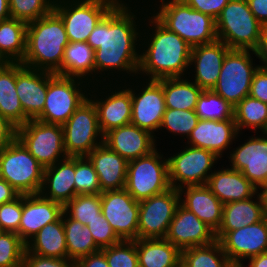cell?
<instances>
[{
  "label": "cell",
  "mask_w": 267,
  "mask_h": 267,
  "mask_svg": "<svg viewBox=\"0 0 267 267\" xmlns=\"http://www.w3.org/2000/svg\"><path fill=\"white\" fill-rule=\"evenodd\" d=\"M219 242L232 264H245L249 258L267 252V217L227 232Z\"/></svg>",
  "instance_id": "obj_19"
},
{
  "label": "cell",
  "mask_w": 267,
  "mask_h": 267,
  "mask_svg": "<svg viewBox=\"0 0 267 267\" xmlns=\"http://www.w3.org/2000/svg\"><path fill=\"white\" fill-rule=\"evenodd\" d=\"M23 267H76V261L68 258H51L38 254H24Z\"/></svg>",
  "instance_id": "obj_49"
},
{
  "label": "cell",
  "mask_w": 267,
  "mask_h": 267,
  "mask_svg": "<svg viewBox=\"0 0 267 267\" xmlns=\"http://www.w3.org/2000/svg\"><path fill=\"white\" fill-rule=\"evenodd\" d=\"M75 157H67L44 169L40 194L63 206L76 196Z\"/></svg>",
  "instance_id": "obj_29"
},
{
  "label": "cell",
  "mask_w": 267,
  "mask_h": 267,
  "mask_svg": "<svg viewBox=\"0 0 267 267\" xmlns=\"http://www.w3.org/2000/svg\"><path fill=\"white\" fill-rule=\"evenodd\" d=\"M249 96L267 103V69L259 67L252 78Z\"/></svg>",
  "instance_id": "obj_51"
},
{
  "label": "cell",
  "mask_w": 267,
  "mask_h": 267,
  "mask_svg": "<svg viewBox=\"0 0 267 267\" xmlns=\"http://www.w3.org/2000/svg\"><path fill=\"white\" fill-rule=\"evenodd\" d=\"M20 195L8 182L0 178V205L10 202Z\"/></svg>",
  "instance_id": "obj_56"
},
{
  "label": "cell",
  "mask_w": 267,
  "mask_h": 267,
  "mask_svg": "<svg viewBox=\"0 0 267 267\" xmlns=\"http://www.w3.org/2000/svg\"><path fill=\"white\" fill-rule=\"evenodd\" d=\"M121 0H55L53 10L61 17L69 42H87L95 26Z\"/></svg>",
  "instance_id": "obj_10"
},
{
  "label": "cell",
  "mask_w": 267,
  "mask_h": 267,
  "mask_svg": "<svg viewBox=\"0 0 267 267\" xmlns=\"http://www.w3.org/2000/svg\"><path fill=\"white\" fill-rule=\"evenodd\" d=\"M74 178L76 195L101 193L98 175L87 157H75Z\"/></svg>",
  "instance_id": "obj_45"
},
{
  "label": "cell",
  "mask_w": 267,
  "mask_h": 267,
  "mask_svg": "<svg viewBox=\"0 0 267 267\" xmlns=\"http://www.w3.org/2000/svg\"><path fill=\"white\" fill-rule=\"evenodd\" d=\"M101 250L109 267H139L135 240H121Z\"/></svg>",
  "instance_id": "obj_46"
},
{
  "label": "cell",
  "mask_w": 267,
  "mask_h": 267,
  "mask_svg": "<svg viewBox=\"0 0 267 267\" xmlns=\"http://www.w3.org/2000/svg\"><path fill=\"white\" fill-rule=\"evenodd\" d=\"M255 61L254 50L231 49L224 58L219 79L212 90L235 107L249 96L253 75L259 68Z\"/></svg>",
  "instance_id": "obj_11"
},
{
  "label": "cell",
  "mask_w": 267,
  "mask_h": 267,
  "mask_svg": "<svg viewBox=\"0 0 267 267\" xmlns=\"http://www.w3.org/2000/svg\"><path fill=\"white\" fill-rule=\"evenodd\" d=\"M68 259L77 261L101 250L95 243L88 226L72 219L64 211L62 214Z\"/></svg>",
  "instance_id": "obj_37"
},
{
  "label": "cell",
  "mask_w": 267,
  "mask_h": 267,
  "mask_svg": "<svg viewBox=\"0 0 267 267\" xmlns=\"http://www.w3.org/2000/svg\"><path fill=\"white\" fill-rule=\"evenodd\" d=\"M160 148L128 161L125 190L138 202L171 188L167 156L163 152L165 147H162L163 150Z\"/></svg>",
  "instance_id": "obj_6"
},
{
  "label": "cell",
  "mask_w": 267,
  "mask_h": 267,
  "mask_svg": "<svg viewBox=\"0 0 267 267\" xmlns=\"http://www.w3.org/2000/svg\"><path fill=\"white\" fill-rule=\"evenodd\" d=\"M68 43L64 23L52 10L27 23L26 53L21 63L29 68L56 73L61 68Z\"/></svg>",
  "instance_id": "obj_3"
},
{
  "label": "cell",
  "mask_w": 267,
  "mask_h": 267,
  "mask_svg": "<svg viewBox=\"0 0 267 267\" xmlns=\"http://www.w3.org/2000/svg\"><path fill=\"white\" fill-rule=\"evenodd\" d=\"M125 1H128V2H131V3H137V4H144V5H149L150 2L154 1V0H125Z\"/></svg>",
  "instance_id": "obj_60"
},
{
  "label": "cell",
  "mask_w": 267,
  "mask_h": 267,
  "mask_svg": "<svg viewBox=\"0 0 267 267\" xmlns=\"http://www.w3.org/2000/svg\"><path fill=\"white\" fill-rule=\"evenodd\" d=\"M182 144L179 149L168 151L169 155L166 153L170 186L179 190L185 186L206 185L222 159L209 150Z\"/></svg>",
  "instance_id": "obj_7"
},
{
  "label": "cell",
  "mask_w": 267,
  "mask_h": 267,
  "mask_svg": "<svg viewBox=\"0 0 267 267\" xmlns=\"http://www.w3.org/2000/svg\"><path fill=\"white\" fill-rule=\"evenodd\" d=\"M220 164L211 173L206 185L223 204L247 200L259 192L240 171L230 168L228 164Z\"/></svg>",
  "instance_id": "obj_26"
},
{
  "label": "cell",
  "mask_w": 267,
  "mask_h": 267,
  "mask_svg": "<svg viewBox=\"0 0 267 267\" xmlns=\"http://www.w3.org/2000/svg\"><path fill=\"white\" fill-rule=\"evenodd\" d=\"M64 150L68 157H86L104 143V135L98 123L97 110L88 98L62 125Z\"/></svg>",
  "instance_id": "obj_15"
},
{
  "label": "cell",
  "mask_w": 267,
  "mask_h": 267,
  "mask_svg": "<svg viewBox=\"0 0 267 267\" xmlns=\"http://www.w3.org/2000/svg\"><path fill=\"white\" fill-rule=\"evenodd\" d=\"M11 18L9 0H0V21Z\"/></svg>",
  "instance_id": "obj_58"
},
{
  "label": "cell",
  "mask_w": 267,
  "mask_h": 267,
  "mask_svg": "<svg viewBox=\"0 0 267 267\" xmlns=\"http://www.w3.org/2000/svg\"><path fill=\"white\" fill-rule=\"evenodd\" d=\"M27 23L9 18L0 21V57L7 63H21L26 53Z\"/></svg>",
  "instance_id": "obj_35"
},
{
  "label": "cell",
  "mask_w": 267,
  "mask_h": 267,
  "mask_svg": "<svg viewBox=\"0 0 267 267\" xmlns=\"http://www.w3.org/2000/svg\"><path fill=\"white\" fill-rule=\"evenodd\" d=\"M218 40L230 49L256 50L263 26L252 14L247 0H230L215 20Z\"/></svg>",
  "instance_id": "obj_5"
},
{
  "label": "cell",
  "mask_w": 267,
  "mask_h": 267,
  "mask_svg": "<svg viewBox=\"0 0 267 267\" xmlns=\"http://www.w3.org/2000/svg\"><path fill=\"white\" fill-rule=\"evenodd\" d=\"M139 267H180L181 251L163 239H136Z\"/></svg>",
  "instance_id": "obj_32"
},
{
  "label": "cell",
  "mask_w": 267,
  "mask_h": 267,
  "mask_svg": "<svg viewBox=\"0 0 267 267\" xmlns=\"http://www.w3.org/2000/svg\"><path fill=\"white\" fill-rule=\"evenodd\" d=\"M104 144L127 161L146 156L158 147L154 135L132 123L107 132Z\"/></svg>",
  "instance_id": "obj_25"
},
{
  "label": "cell",
  "mask_w": 267,
  "mask_h": 267,
  "mask_svg": "<svg viewBox=\"0 0 267 267\" xmlns=\"http://www.w3.org/2000/svg\"><path fill=\"white\" fill-rule=\"evenodd\" d=\"M191 46L164 27L150 12L143 20L137 76L143 79L186 77Z\"/></svg>",
  "instance_id": "obj_2"
},
{
  "label": "cell",
  "mask_w": 267,
  "mask_h": 267,
  "mask_svg": "<svg viewBox=\"0 0 267 267\" xmlns=\"http://www.w3.org/2000/svg\"><path fill=\"white\" fill-rule=\"evenodd\" d=\"M230 267H244L243 264H232Z\"/></svg>",
  "instance_id": "obj_61"
},
{
  "label": "cell",
  "mask_w": 267,
  "mask_h": 267,
  "mask_svg": "<svg viewBox=\"0 0 267 267\" xmlns=\"http://www.w3.org/2000/svg\"><path fill=\"white\" fill-rule=\"evenodd\" d=\"M264 201V214L267 217V185L260 190Z\"/></svg>",
  "instance_id": "obj_59"
},
{
  "label": "cell",
  "mask_w": 267,
  "mask_h": 267,
  "mask_svg": "<svg viewBox=\"0 0 267 267\" xmlns=\"http://www.w3.org/2000/svg\"><path fill=\"white\" fill-rule=\"evenodd\" d=\"M26 250L32 254L51 258H68L62 216L40 229L26 243Z\"/></svg>",
  "instance_id": "obj_33"
},
{
  "label": "cell",
  "mask_w": 267,
  "mask_h": 267,
  "mask_svg": "<svg viewBox=\"0 0 267 267\" xmlns=\"http://www.w3.org/2000/svg\"><path fill=\"white\" fill-rule=\"evenodd\" d=\"M98 175L101 193L125 189L128 161L102 143L87 156Z\"/></svg>",
  "instance_id": "obj_27"
},
{
  "label": "cell",
  "mask_w": 267,
  "mask_h": 267,
  "mask_svg": "<svg viewBox=\"0 0 267 267\" xmlns=\"http://www.w3.org/2000/svg\"><path fill=\"white\" fill-rule=\"evenodd\" d=\"M22 216V194L0 205V227L5 232H17Z\"/></svg>",
  "instance_id": "obj_48"
},
{
  "label": "cell",
  "mask_w": 267,
  "mask_h": 267,
  "mask_svg": "<svg viewBox=\"0 0 267 267\" xmlns=\"http://www.w3.org/2000/svg\"><path fill=\"white\" fill-rule=\"evenodd\" d=\"M231 265L218 240L181 251L180 267H230Z\"/></svg>",
  "instance_id": "obj_39"
},
{
  "label": "cell",
  "mask_w": 267,
  "mask_h": 267,
  "mask_svg": "<svg viewBox=\"0 0 267 267\" xmlns=\"http://www.w3.org/2000/svg\"><path fill=\"white\" fill-rule=\"evenodd\" d=\"M16 138L44 168L68 157L61 125L31 119L16 128Z\"/></svg>",
  "instance_id": "obj_13"
},
{
  "label": "cell",
  "mask_w": 267,
  "mask_h": 267,
  "mask_svg": "<svg viewBox=\"0 0 267 267\" xmlns=\"http://www.w3.org/2000/svg\"><path fill=\"white\" fill-rule=\"evenodd\" d=\"M91 232L96 245L100 248L110 247L117 244L121 239L114 232L109 222L103 216L102 212L97 215V218L89 222L87 225Z\"/></svg>",
  "instance_id": "obj_47"
},
{
  "label": "cell",
  "mask_w": 267,
  "mask_h": 267,
  "mask_svg": "<svg viewBox=\"0 0 267 267\" xmlns=\"http://www.w3.org/2000/svg\"><path fill=\"white\" fill-rule=\"evenodd\" d=\"M76 267H109L102 250L91 253L76 261Z\"/></svg>",
  "instance_id": "obj_52"
},
{
  "label": "cell",
  "mask_w": 267,
  "mask_h": 267,
  "mask_svg": "<svg viewBox=\"0 0 267 267\" xmlns=\"http://www.w3.org/2000/svg\"><path fill=\"white\" fill-rule=\"evenodd\" d=\"M264 217V201L260 191L250 199L223 204L222 222L215 232L216 240L219 241L229 231L255 224Z\"/></svg>",
  "instance_id": "obj_30"
},
{
  "label": "cell",
  "mask_w": 267,
  "mask_h": 267,
  "mask_svg": "<svg viewBox=\"0 0 267 267\" xmlns=\"http://www.w3.org/2000/svg\"><path fill=\"white\" fill-rule=\"evenodd\" d=\"M199 117L195 110H180L166 108L158 134L168 133L174 140L177 137L178 141H186L192 130L196 127ZM166 132H165V131ZM180 139V140H179ZM182 139V140H181Z\"/></svg>",
  "instance_id": "obj_40"
},
{
  "label": "cell",
  "mask_w": 267,
  "mask_h": 267,
  "mask_svg": "<svg viewBox=\"0 0 267 267\" xmlns=\"http://www.w3.org/2000/svg\"><path fill=\"white\" fill-rule=\"evenodd\" d=\"M95 84L94 50L87 42H69L64 49L61 68L55 73Z\"/></svg>",
  "instance_id": "obj_31"
},
{
  "label": "cell",
  "mask_w": 267,
  "mask_h": 267,
  "mask_svg": "<svg viewBox=\"0 0 267 267\" xmlns=\"http://www.w3.org/2000/svg\"><path fill=\"white\" fill-rule=\"evenodd\" d=\"M148 8L164 27L176 33L191 47L218 39L215 19L194 10L183 0H154Z\"/></svg>",
  "instance_id": "obj_4"
},
{
  "label": "cell",
  "mask_w": 267,
  "mask_h": 267,
  "mask_svg": "<svg viewBox=\"0 0 267 267\" xmlns=\"http://www.w3.org/2000/svg\"><path fill=\"white\" fill-rule=\"evenodd\" d=\"M90 87L84 80L55 75L48 82L45 105L36 119L62 126L88 99Z\"/></svg>",
  "instance_id": "obj_12"
},
{
  "label": "cell",
  "mask_w": 267,
  "mask_h": 267,
  "mask_svg": "<svg viewBox=\"0 0 267 267\" xmlns=\"http://www.w3.org/2000/svg\"><path fill=\"white\" fill-rule=\"evenodd\" d=\"M101 212L121 240L138 239L139 202L125 189L104 191Z\"/></svg>",
  "instance_id": "obj_18"
},
{
  "label": "cell",
  "mask_w": 267,
  "mask_h": 267,
  "mask_svg": "<svg viewBox=\"0 0 267 267\" xmlns=\"http://www.w3.org/2000/svg\"><path fill=\"white\" fill-rule=\"evenodd\" d=\"M63 211L72 219L87 226L89 222L96 219L97 215L101 213V195H76L63 206Z\"/></svg>",
  "instance_id": "obj_42"
},
{
  "label": "cell",
  "mask_w": 267,
  "mask_h": 267,
  "mask_svg": "<svg viewBox=\"0 0 267 267\" xmlns=\"http://www.w3.org/2000/svg\"><path fill=\"white\" fill-rule=\"evenodd\" d=\"M180 204L193 212L215 232L222 222L223 203L211 192L207 185L180 188Z\"/></svg>",
  "instance_id": "obj_28"
},
{
  "label": "cell",
  "mask_w": 267,
  "mask_h": 267,
  "mask_svg": "<svg viewBox=\"0 0 267 267\" xmlns=\"http://www.w3.org/2000/svg\"><path fill=\"white\" fill-rule=\"evenodd\" d=\"M163 87L165 106L169 109L195 110L203 89L186 77L158 80Z\"/></svg>",
  "instance_id": "obj_36"
},
{
  "label": "cell",
  "mask_w": 267,
  "mask_h": 267,
  "mask_svg": "<svg viewBox=\"0 0 267 267\" xmlns=\"http://www.w3.org/2000/svg\"><path fill=\"white\" fill-rule=\"evenodd\" d=\"M247 261L248 264H243L244 267H267V252L251 257Z\"/></svg>",
  "instance_id": "obj_57"
},
{
  "label": "cell",
  "mask_w": 267,
  "mask_h": 267,
  "mask_svg": "<svg viewBox=\"0 0 267 267\" xmlns=\"http://www.w3.org/2000/svg\"><path fill=\"white\" fill-rule=\"evenodd\" d=\"M16 138V127L0 114V150Z\"/></svg>",
  "instance_id": "obj_53"
},
{
  "label": "cell",
  "mask_w": 267,
  "mask_h": 267,
  "mask_svg": "<svg viewBox=\"0 0 267 267\" xmlns=\"http://www.w3.org/2000/svg\"><path fill=\"white\" fill-rule=\"evenodd\" d=\"M238 133L234 119L222 121L199 119L196 127L183 143L209 150L223 161L224 154L229 155Z\"/></svg>",
  "instance_id": "obj_22"
},
{
  "label": "cell",
  "mask_w": 267,
  "mask_h": 267,
  "mask_svg": "<svg viewBox=\"0 0 267 267\" xmlns=\"http://www.w3.org/2000/svg\"><path fill=\"white\" fill-rule=\"evenodd\" d=\"M148 12V5L121 0L95 26L87 40L94 50L95 84L137 77L141 30Z\"/></svg>",
  "instance_id": "obj_1"
},
{
  "label": "cell",
  "mask_w": 267,
  "mask_h": 267,
  "mask_svg": "<svg viewBox=\"0 0 267 267\" xmlns=\"http://www.w3.org/2000/svg\"><path fill=\"white\" fill-rule=\"evenodd\" d=\"M63 214V205L37 194H22V216L19 237L27 243L45 225L57 221Z\"/></svg>",
  "instance_id": "obj_24"
},
{
  "label": "cell",
  "mask_w": 267,
  "mask_h": 267,
  "mask_svg": "<svg viewBox=\"0 0 267 267\" xmlns=\"http://www.w3.org/2000/svg\"><path fill=\"white\" fill-rule=\"evenodd\" d=\"M259 67L267 69V26L263 27L258 48L255 50Z\"/></svg>",
  "instance_id": "obj_55"
},
{
  "label": "cell",
  "mask_w": 267,
  "mask_h": 267,
  "mask_svg": "<svg viewBox=\"0 0 267 267\" xmlns=\"http://www.w3.org/2000/svg\"><path fill=\"white\" fill-rule=\"evenodd\" d=\"M26 243L15 232L0 235V267H23Z\"/></svg>",
  "instance_id": "obj_44"
},
{
  "label": "cell",
  "mask_w": 267,
  "mask_h": 267,
  "mask_svg": "<svg viewBox=\"0 0 267 267\" xmlns=\"http://www.w3.org/2000/svg\"><path fill=\"white\" fill-rule=\"evenodd\" d=\"M6 62L0 57V66L5 64Z\"/></svg>",
  "instance_id": "obj_62"
},
{
  "label": "cell",
  "mask_w": 267,
  "mask_h": 267,
  "mask_svg": "<svg viewBox=\"0 0 267 267\" xmlns=\"http://www.w3.org/2000/svg\"><path fill=\"white\" fill-rule=\"evenodd\" d=\"M0 114L16 128L24 125V111L16 92V63L0 66Z\"/></svg>",
  "instance_id": "obj_34"
},
{
  "label": "cell",
  "mask_w": 267,
  "mask_h": 267,
  "mask_svg": "<svg viewBox=\"0 0 267 267\" xmlns=\"http://www.w3.org/2000/svg\"><path fill=\"white\" fill-rule=\"evenodd\" d=\"M230 50L218 39L192 47L187 77L203 90H212L219 79L224 58Z\"/></svg>",
  "instance_id": "obj_21"
},
{
  "label": "cell",
  "mask_w": 267,
  "mask_h": 267,
  "mask_svg": "<svg viewBox=\"0 0 267 267\" xmlns=\"http://www.w3.org/2000/svg\"><path fill=\"white\" fill-rule=\"evenodd\" d=\"M55 0H9L10 16L29 23L49 14Z\"/></svg>",
  "instance_id": "obj_43"
},
{
  "label": "cell",
  "mask_w": 267,
  "mask_h": 267,
  "mask_svg": "<svg viewBox=\"0 0 267 267\" xmlns=\"http://www.w3.org/2000/svg\"><path fill=\"white\" fill-rule=\"evenodd\" d=\"M44 169L17 138L0 150V178L20 194L40 192Z\"/></svg>",
  "instance_id": "obj_8"
},
{
  "label": "cell",
  "mask_w": 267,
  "mask_h": 267,
  "mask_svg": "<svg viewBox=\"0 0 267 267\" xmlns=\"http://www.w3.org/2000/svg\"><path fill=\"white\" fill-rule=\"evenodd\" d=\"M234 121L240 133H267V103L246 96L234 107Z\"/></svg>",
  "instance_id": "obj_38"
},
{
  "label": "cell",
  "mask_w": 267,
  "mask_h": 267,
  "mask_svg": "<svg viewBox=\"0 0 267 267\" xmlns=\"http://www.w3.org/2000/svg\"><path fill=\"white\" fill-rule=\"evenodd\" d=\"M194 10L210 15L213 19L219 16L230 0H183Z\"/></svg>",
  "instance_id": "obj_50"
},
{
  "label": "cell",
  "mask_w": 267,
  "mask_h": 267,
  "mask_svg": "<svg viewBox=\"0 0 267 267\" xmlns=\"http://www.w3.org/2000/svg\"><path fill=\"white\" fill-rule=\"evenodd\" d=\"M55 75L16 63V92L24 111V124L42 113L48 82Z\"/></svg>",
  "instance_id": "obj_20"
},
{
  "label": "cell",
  "mask_w": 267,
  "mask_h": 267,
  "mask_svg": "<svg viewBox=\"0 0 267 267\" xmlns=\"http://www.w3.org/2000/svg\"><path fill=\"white\" fill-rule=\"evenodd\" d=\"M165 239L182 251L186 248L213 243L216 241V235L211 227L179 204Z\"/></svg>",
  "instance_id": "obj_23"
},
{
  "label": "cell",
  "mask_w": 267,
  "mask_h": 267,
  "mask_svg": "<svg viewBox=\"0 0 267 267\" xmlns=\"http://www.w3.org/2000/svg\"><path fill=\"white\" fill-rule=\"evenodd\" d=\"M88 98L96 107L103 135L112 129L131 123V91L122 82L91 85Z\"/></svg>",
  "instance_id": "obj_14"
},
{
  "label": "cell",
  "mask_w": 267,
  "mask_h": 267,
  "mask_svg": "<svg viewBox=\"0 0 267 267\" xmlns=\"http://www.w3.org/2000/svg\"><path fill=\"white\" fill-rule=\"evenodd\" d=\"M179 204V191L172 187L161 194L140 201L138 238H165Z\"/></svg>",
  "instance_id": "obj_17"
},
{
  "label": "cell",
  "mask_w": 267,
  "mask_h": 267,
  "mask_svg": "<svg viewBox=\"0 0 267 267\" xmlns=\"http://www.w3.org/2000/svg\"><path fill=\"white\" fill-rule=\"evenodd\" d=\"M195 112L199 119L204 120L234 119V107L213 90H203L198 98Z\"/></svg>",
  "instance_id": "obj_41"
},
{
  "label": "cell",
  "mask_w": 267,
  "mask_h": 267,
  "mask_svg": "<svg viewBox=\"0 0 267 267\" xmlns=\"http://www.w3.org/2000/svg\"><path fill=\"white\" fill-rule=\"evenodd\" d=\"M247 3L260 24L267 26V0H247Z\"/></svg>",
  "instance_id": "obj_54"
},
{
  "label": "cell",
  "mask_w": 267,
  "mask_h": 267,
  "mask_svg": "<svg viewBox=\"0 0 267 267\" xmlns=\"http://www.w3.org/2000/svg\"><path fill=\"white\" fill-rule=\"evenodd\" d=\"M122 83L131 91V123L149 131L155 136L157 146L161 145V140L164 139L162 136L160 139L156 132H159L166 110L162 84L158 80L143 79L138 76Z\"/></svg>",
  "instance_id": "obj_9"
},
{
  "label": "cell",
  "mask_w": 267,
  "mask_h": 267,
  "mask_svg": "<svg viewBox=\"0 0 267 267\" xmlns=\"http://www.w3.org/2000/svg\"><path fill=\"white\" fill-rule=\"evenodd\" d=\"M242 135L243 133H238L226 156L228 166L240 171L260 191L267 185V133L250 134L246 137L248 139H243L245 142L240 141ZM236 141L241 144L237 143V146Z\"/></svg>",
  "instance_id": "obj_16"
}]
</instances>
